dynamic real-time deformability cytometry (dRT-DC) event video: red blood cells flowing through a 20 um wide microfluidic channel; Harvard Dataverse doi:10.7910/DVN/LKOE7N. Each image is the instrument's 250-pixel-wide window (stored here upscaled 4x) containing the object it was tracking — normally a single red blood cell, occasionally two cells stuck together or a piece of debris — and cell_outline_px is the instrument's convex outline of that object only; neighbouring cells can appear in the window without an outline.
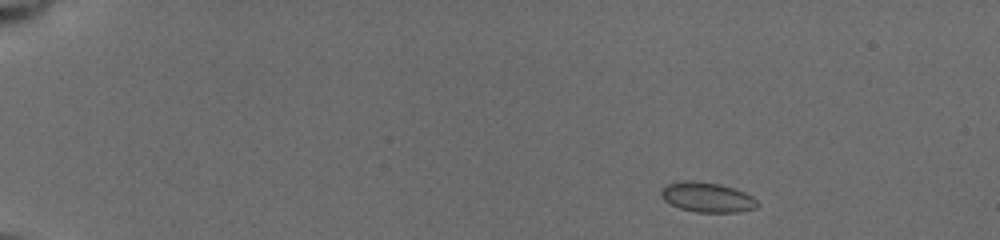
{"species": "common noctule bat (a hibernating species)", "species_latin": "Nyctalus noctula", "temperature_condition": "cold", "stored_images_in_passage": 6, "camera_frame_rate_fps": 3000, "um_per_image_px": 0.085, "animal": {"sex": "female", "body_mass_g": 19.5, "forearm_length_mm": 54.1}, "frame": {"image": 1, "passage_image": 1, "time_ms": 0.0, "image_size_px": [1000, 240], "cell_outline_px": [[760, 204], [756, 208], [736, 212], [696, 212], [680, 208], [664, 200], [660, 196], [660, 192], [668, 184], [684, 180], [692, 180], [720, 184], [744, 192], [752, 196]], "centroid_in_image_um": [60.11, 16.77], "position_along_channel_um": 24.9, "area_um2": 16.65}}
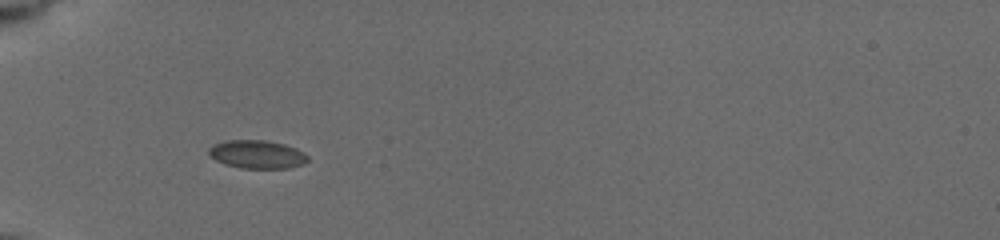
{"frame": {"image": 2, "passage_image": 5, "time_ms": 3.667, "image_size_px": [1000, 240], "cell_outline_px": [[308, 160], [304, 164], [288, 168], [240, 168], [224, 164], [208, 156], [208, 148], [212, 144], [224, 140], [264, 140], [284, 144], [296, 148], [304, 152], [308, 156]], "centroid_in_image_um": [21.82, 13.11], "position_along_channel_um": 63.2, "area_um2": 16.53}}